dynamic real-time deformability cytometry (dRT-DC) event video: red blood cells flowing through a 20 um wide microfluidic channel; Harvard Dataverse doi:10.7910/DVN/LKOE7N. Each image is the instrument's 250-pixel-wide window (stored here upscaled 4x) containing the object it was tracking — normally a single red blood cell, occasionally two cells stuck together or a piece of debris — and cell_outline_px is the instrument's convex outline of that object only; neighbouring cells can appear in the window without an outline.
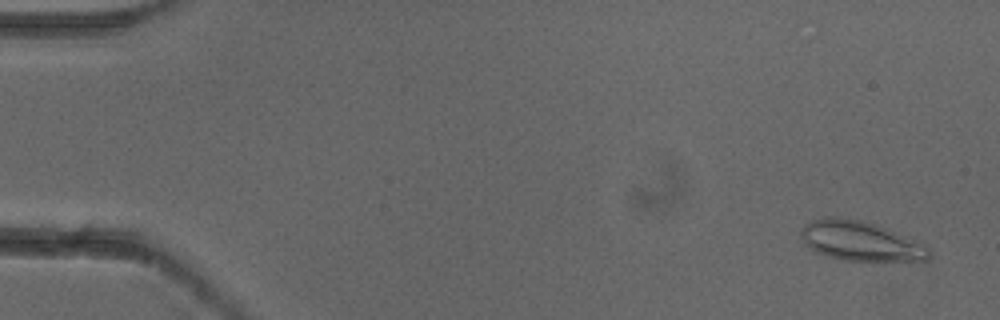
{"species": "common noctule bat (a hibernating species)", "species_latin": "Nyctalus noctula", "temperature_condition": "cold", "stored_images_in_passage": 5, "camera_frame_rate_fps": 3000, "um_per_image_px": 0.085, "animal": {"sex": "female"}, "frame": {"image": 1, "passage_image": 1, "time_ms": 0.0, "image_size_px": [1000, 320], "cell_outline_px": [[928, 260], [844, 260], [828, 256], [816, 252], [804, 244], [800, 236], [800, 228], [804, 224], [812, 220], [824, 216], [836, 216], [860, 220], [888, 228], [928, 248]], "centroid_in_image_um": [73.01, 20.46], "position_along_channel_um": 12.0, "area_um2": 29.19}}